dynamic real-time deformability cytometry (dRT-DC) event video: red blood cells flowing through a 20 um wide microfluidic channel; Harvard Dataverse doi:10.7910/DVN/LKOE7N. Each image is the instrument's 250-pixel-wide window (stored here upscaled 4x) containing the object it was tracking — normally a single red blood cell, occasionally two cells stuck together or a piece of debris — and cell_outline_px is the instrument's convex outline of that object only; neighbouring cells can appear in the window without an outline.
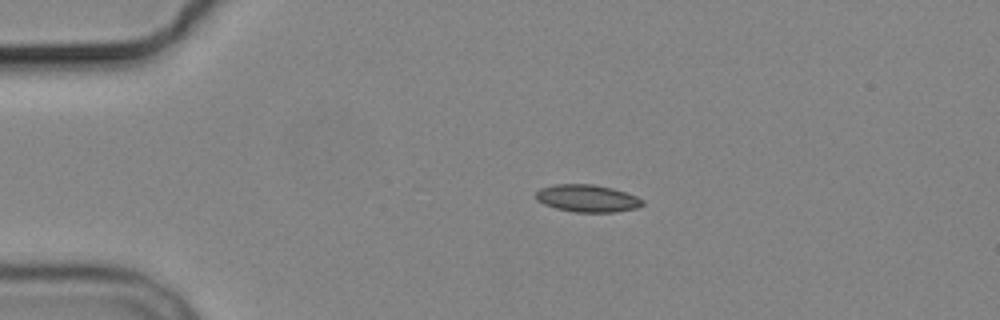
{"species": "common noctule bat (a hibernating species)", "species_latin": "Nyctalus noctula", "temperature_condition": "cold", "stored_images_in_passage": 4, "camera_frame_rate_fps": 3000, "um_per_image_px": 0.085, "animal": {"sex": "male", "body_mass_g": 19.2, "forearm_length_mm": 51.8}, "frame": {"image": 1, "passage_image": 1, "time_ms": 0.0, "image_size_px": [1000, 320], "cell_outline_px": [[644, 204], [636, 208], [616, 212], [572, 212], [556, 208], [544, 204], [536, 200], [536, 192], [540, 188], [556, 184], [592, 184], [612, 188], [636, 196], [644, 200]], "centroid_in_image_um": [49.91, 16.86], "position_along_channel_um": 35.1, "area_um2": 16.99}}
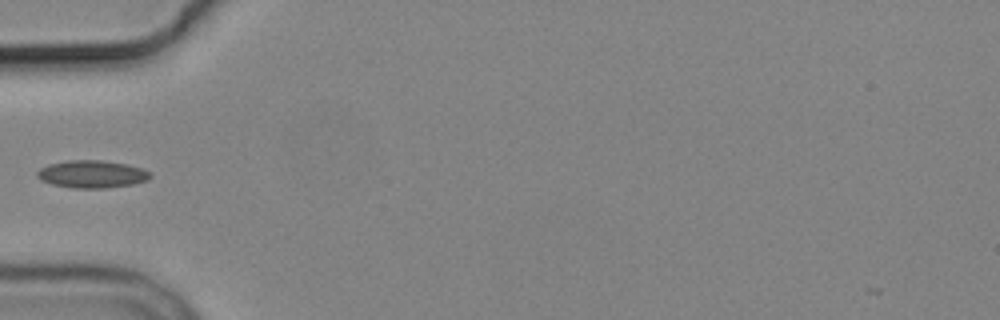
{"frame": {"image": 2, "passage_image": 3, "time_ms": 2.333, "image_size_px": [1000, 320], "cell_outline_px": [[152, 176], [148, 180], [132, 184], [104, 188], [72, 188], [52, 184], [40, 180], [36, 176], [36, 172], [40, 168], [52, 164], [68, 160], [100, 160], [128, 164], [144, 168], [152, 172]], "centroid_in_image_um": [7.85, 14.8], "position_along_channel_um": 77.1, "area_um2": 18.26}}
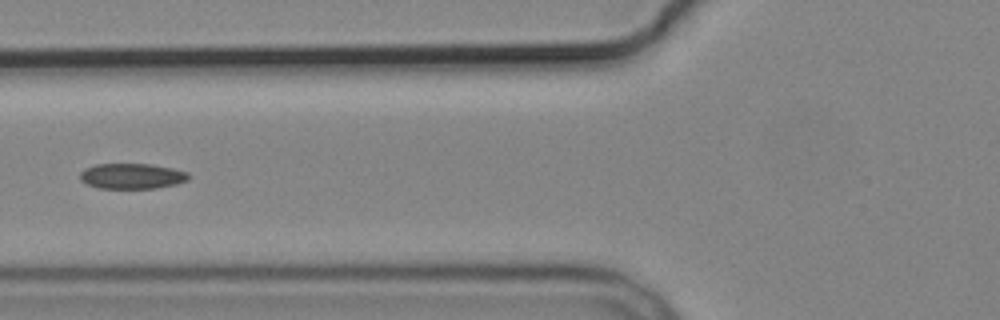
{"frame": {"image": 3, "passage_image": 4, "time_ms": 3.333, "image_size_px": [1000, 320], "cell_outline_px": [[188, 180], [176, 184], [156, 188], [100, 188], [88, 184], [80, 180], [80, 172], [84, 168], [96, 164], [152, 164], [172, 168], [188, 172]], "centroid_in_image_um": [11.2, 14.96], "position_along_channel_um": 114.6, "area_um2": 16.07}}